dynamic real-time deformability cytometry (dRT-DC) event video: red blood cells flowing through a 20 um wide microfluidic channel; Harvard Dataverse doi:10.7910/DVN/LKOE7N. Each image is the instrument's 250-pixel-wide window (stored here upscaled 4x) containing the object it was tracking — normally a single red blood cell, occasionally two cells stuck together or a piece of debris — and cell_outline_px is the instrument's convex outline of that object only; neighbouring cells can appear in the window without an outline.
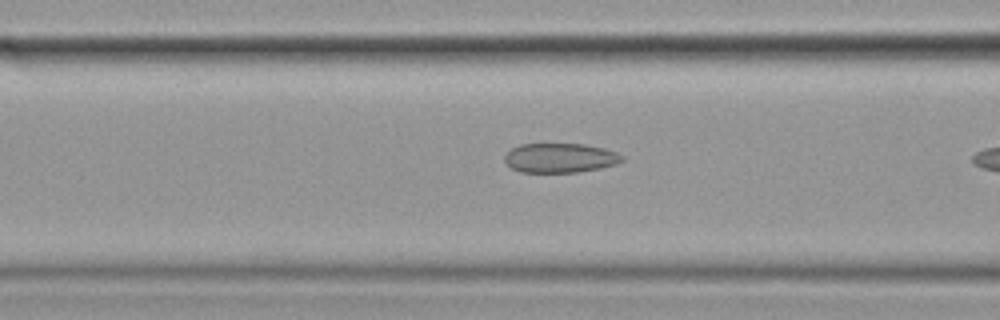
{"species": "common noctule bat (a hibernating species)", "species_latin": "Nyctalus noctula", "temperature_condition": "cold", "stored_images_in_passage": 22, "camera_frame_rate_fps": 3000, "um_per_image_px": 0.085, "animal": {"sex": "female", "body_mass_g": 19.9}, "frame": {"image": 1, "passage_image": 16, "time_ms": 5.0, "image_size_px": [1000, 320], "cell_outline_px": [[624, 160], [616, 164], [600, 168], [576, 172], [520, 172], [512, 168], [504, 160], [504, 156], [512, 148], [520, 144], [584, 144], [604, 148], [616, 152], [624, 156]], "centroid_in_image_um": [47.62, 13.42], "position_along_channel_um": 119.0, "area_um2": 20.11}}
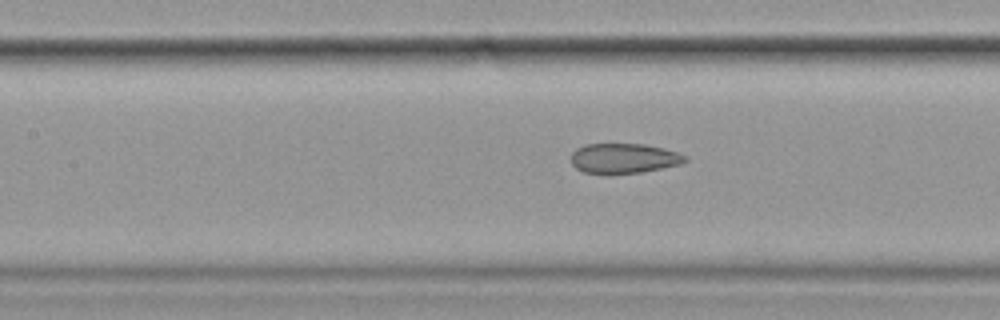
{"frame": {"image": 2, "passage_image": 19, "time_ms": 6.0, "image_size_px": [1000, 320], "cell_outline_px": [[688, 160], [680, 164], [640, 172], [608, 176], [584, 172], [576, 168], [572, 164], [572, 152], [576, 148], [584, 144], [644, 144], [664, 148], [688, 156]], "centroid_in_image_um": [52.99, 13.48], "position_along_channel_um": 154.4, "area_um2": 20.29}}